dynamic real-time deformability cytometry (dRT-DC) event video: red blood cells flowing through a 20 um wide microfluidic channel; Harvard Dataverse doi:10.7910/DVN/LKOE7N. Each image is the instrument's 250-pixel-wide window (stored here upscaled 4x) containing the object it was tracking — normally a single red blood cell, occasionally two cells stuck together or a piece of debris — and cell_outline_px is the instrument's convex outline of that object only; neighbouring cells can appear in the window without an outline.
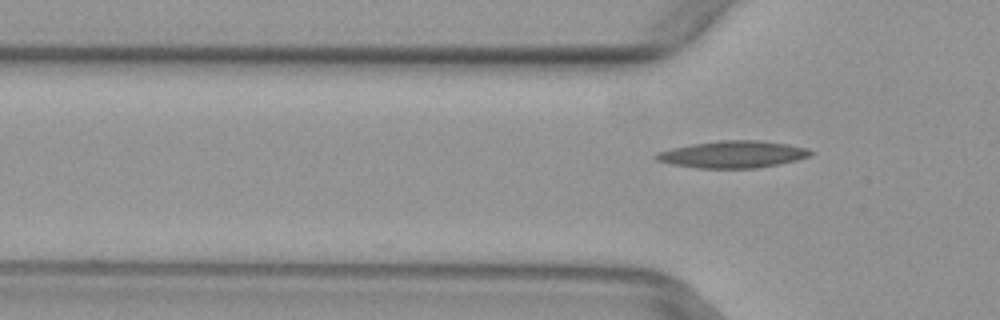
{"species": "common noctule bat (a hibernating species)", "species_latin": "Nyctalus noctula", "temperature_condition": "warm", "stored_images_in_passage": 4, "camera_frame_rate_fps": 3000, "um_per_image_px": 0.085, "animal": {"sex": "female", "body_mass_g": 29.2, "forearm_length_mm": 56.3}, "frame": {"image": 1, "passage_image": 2, "time_ms": 0.333, "image_size_px": [1000, 320], "cell_outline_px": [[816, 152], [808, 156], [796, 160], [756, 168], [700, 168], [672, 164], [656, 160], [656, 152], [672, 148], [692, 144], [720, 140], [760, 140], [788, 144], [808, 148]], "centroid_in_image_um": [62.31, 13.11], "position_along_channel_um": 63.5, "area_um2": 24.16}}
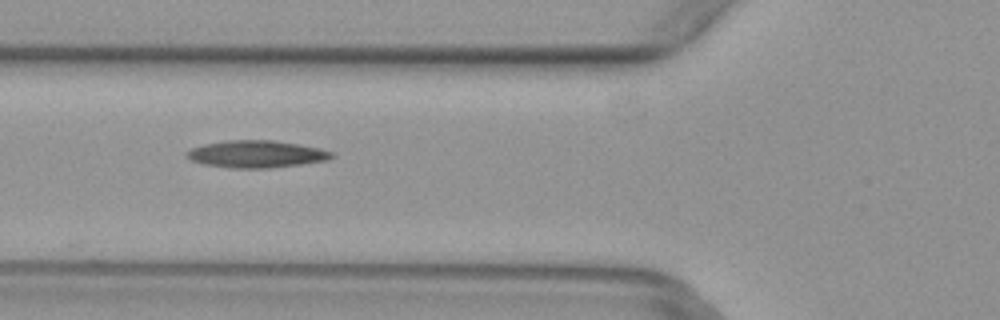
{"frame": {"image": 2, "passage_image": 3, "time_ms": 0.667, "image_size_px": [1000, 320], "cell_outline_px": [[336, 156], [328, 160], [272, 168], [228, 168], [204, 164], [192, 160], [184, 156], [184, 152], [192, 148], [204, 144], [228, 140], [272, 140], [320, 148], [332, 152]], "centroid_in_image_um": [21.77, 13.1], "position_along_channel_um": 104.0, "area_um2": 23.0}}